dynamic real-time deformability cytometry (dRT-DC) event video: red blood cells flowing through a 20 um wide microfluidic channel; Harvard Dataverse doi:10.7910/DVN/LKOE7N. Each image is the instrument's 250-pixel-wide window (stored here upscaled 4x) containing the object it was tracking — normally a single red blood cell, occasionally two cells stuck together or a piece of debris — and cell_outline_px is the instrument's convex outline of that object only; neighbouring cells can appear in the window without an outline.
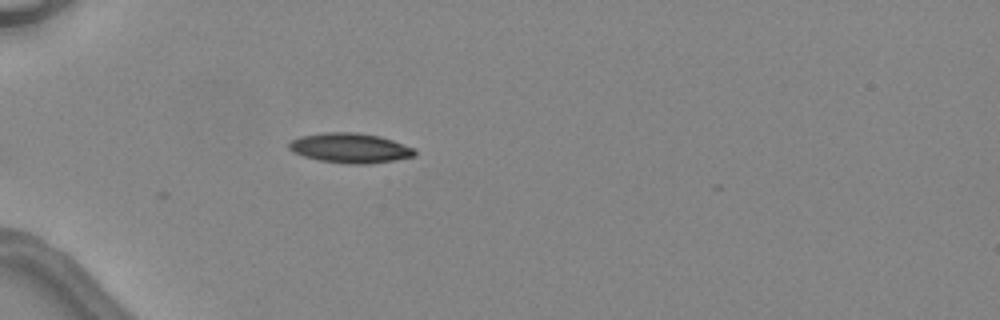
{"species": "common noctule bat (a hibernating species)", "species_latin": "Nyctalus noctula", "temperature_condition": "warm", "stored_images_in_passage": 2, "camera_frame_rate_fps": 3000, "um_per_image_px": 0.085, "animal": {"sex": "female", "body_mass_g": 24.6, "forearm_length_mm": 56.2}, "frame": {"image": 1, "passage_image": 2, "time_ms": 1.333, "image_size_px": [1000, 320], "cell_outline_px": [[416, 156], [396, 160], [368, 164], [348, 164], [320, 160], [304, 156], [292, 152], [288, 148], [288, 144], [292, 140], [300, 136], [324, 132], [356, 132], [380, 136], [416, 148]], "centroid_in_image_um": [29.78, 12.58], "position_along_channel_um": 55.2, "area_um2": 22.02}}